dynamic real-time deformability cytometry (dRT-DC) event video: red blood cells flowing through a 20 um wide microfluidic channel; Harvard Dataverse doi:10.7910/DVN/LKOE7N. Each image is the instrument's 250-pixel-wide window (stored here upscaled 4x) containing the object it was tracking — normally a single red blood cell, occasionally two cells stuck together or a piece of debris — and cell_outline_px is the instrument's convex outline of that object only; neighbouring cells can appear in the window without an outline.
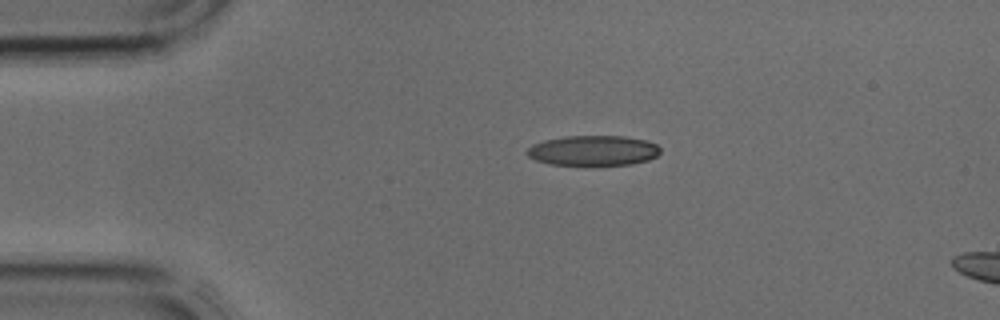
{"species": "common noctule bat (a hibernating species)", "species_latin": "Nyctalus noctula", "temperature_condition": "cold", "stored_images_in_passage": 2, "camera_frame_rate_fps": 3000, "um_per_image_px": 0.085, "animal": {"sex": "male", "body_mass_g": 17.9, "forearm_length_mm": 54.2}, "frame": {"image": 1, "passage_image": 1, "time_ms": 0.0, "image_size_px": [1000, 320], "cell_outline_px": [[660, 152], [656, 156], [648, 160], [632, 164], [596, 168], [548, 164], [536, 160], [528, 156], [524, 152], [532, 144], [544, 140], [564, 136], [624, 136], [648, 140], [656, 144], [660, 148]], "centroid_in_image_um": [50.41, 12.84], "position_along_channel_um": 34.6, "area_um2": 24.57}}